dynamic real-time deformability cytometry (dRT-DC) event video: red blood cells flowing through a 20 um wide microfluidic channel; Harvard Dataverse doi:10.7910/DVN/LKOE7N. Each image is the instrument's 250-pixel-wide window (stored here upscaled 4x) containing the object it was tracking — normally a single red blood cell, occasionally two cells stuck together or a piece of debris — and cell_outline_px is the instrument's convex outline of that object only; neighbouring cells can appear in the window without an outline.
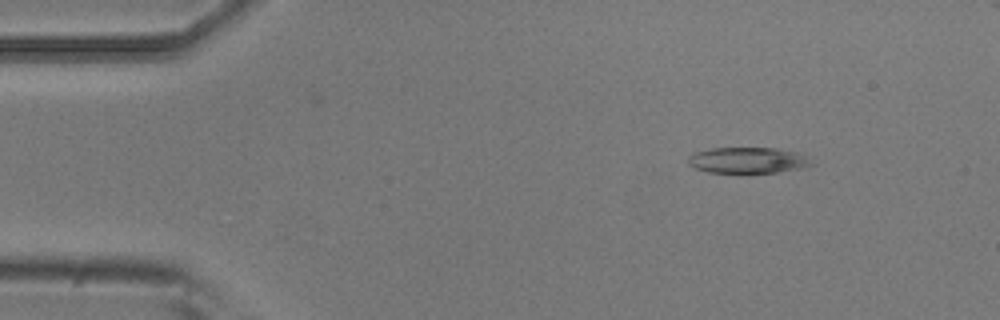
{"species": "common noctule bat (a hibernating species)", "species_latin": "Nyctalus noctula", "temperature_condition": "room temperature", "stored_images_in_passage": 5, "camera_frame_rate_fps": 3000, "um_per_image_px": 0.085, "animal": {"sex": "male", "body_mass_g": 20.5, "forearm_length_mm": 52.5}, "frame": {"image": 1, "passage_image": 2, "time_ms": 0.333, "image_size_px": [1000, 320], "cell_outline_px": [[816, 164], [800, 168], [780, 172], [748, 176], [740, 176], [708, 172], [692, 168], [688, 164], [688, 156], [696, 152], [712, 148], [776, 148], [796, 152], [804, 156]], "centroid_in_image_um": [63.52, 13.69], "position_along_channel_um": 21.5, "area_um2": 19.71}}
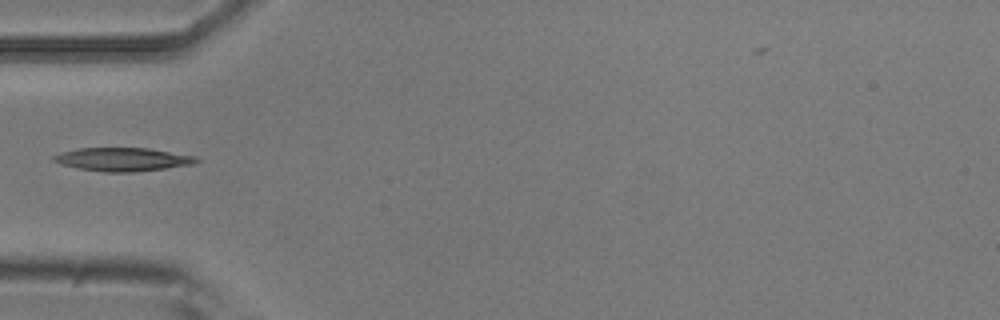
{"frame": {"image": 2, "passage_image": 5, "time_ms": 1.333, "image_size_px": [1000, 320], "cell_outline_px": [[200, 160], [196, 164], [132, 172], [104, 172], [80, 168], [60, 164], [52, 160], [52, 156], [60, 152], [80, 148], [148, 148], [196, 156]], "centroid_in_image_um": [10.44, 13.54], "position_along_channel_um": 74.6, "area_um2": 19.42}}